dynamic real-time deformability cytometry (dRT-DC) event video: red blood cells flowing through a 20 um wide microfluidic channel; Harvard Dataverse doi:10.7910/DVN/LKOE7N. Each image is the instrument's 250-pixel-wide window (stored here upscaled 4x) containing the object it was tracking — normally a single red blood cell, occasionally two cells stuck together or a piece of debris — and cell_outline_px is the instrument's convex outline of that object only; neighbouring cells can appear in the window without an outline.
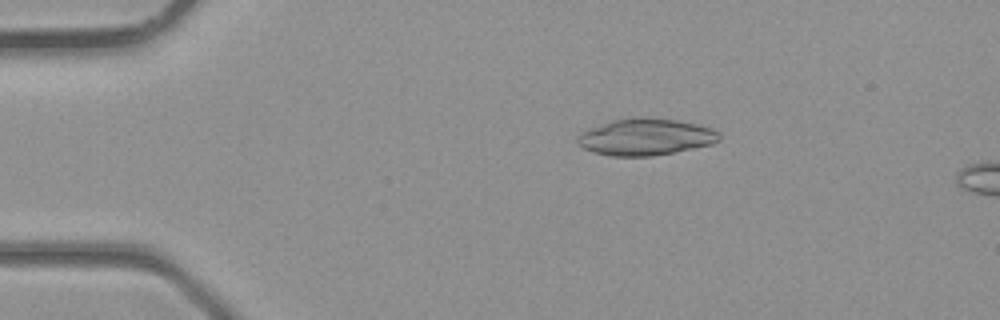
{"species": "common noctule bat (a hibernating species)", "species_latin": "Nyctalus noctula", "temperature_condition": "room temperature", "stored_images_in_passage": 11, "camera_frame_rate_fps": 3000, "um_per_image_px": 0.085, "animal": {"sex": "male", "body_mass_g": 23.1, "forearm_length_mm": 52.7}, "frame": {"image": 1, "passage_image": 8, "time_ms": 2.333, "image_size_px": [1000, 320], "cell_outline_px": [[720, 140], [712, 144], [652, 156], [612, 156], [592, 152], [584, 148], [576, 140], [580, 132], [612, 120], [636, 116], [652, 116], [700, 124], [712, 128], [720, 132]], "centroid_in_image_um": [54.9, 11.62], "position_along_channel_um": 30.1, "area_um2": 30.58}}